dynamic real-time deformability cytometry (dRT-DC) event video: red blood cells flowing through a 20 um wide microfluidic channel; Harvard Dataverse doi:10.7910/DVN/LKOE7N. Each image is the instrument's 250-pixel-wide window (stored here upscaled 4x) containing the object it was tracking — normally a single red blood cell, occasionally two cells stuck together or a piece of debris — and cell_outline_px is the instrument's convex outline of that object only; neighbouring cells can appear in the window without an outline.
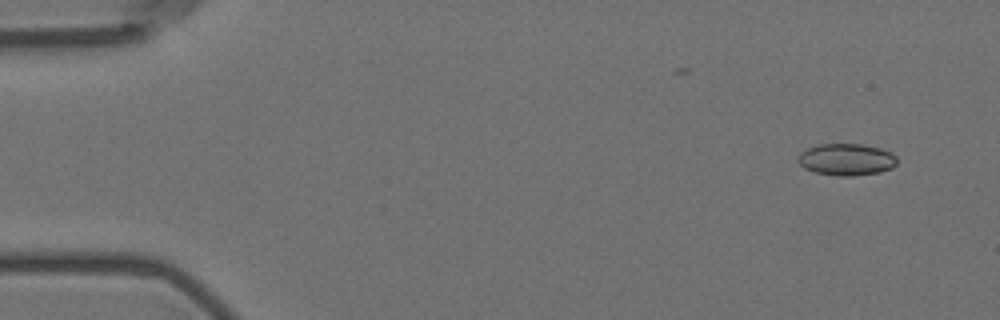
{"species": "Egyptian fruit bat (a non-hibernating species)", "species_latin": "Rousettus aegyptiacus", "temperature_condition": "room temperature", "stored_images_in_passage": 2, "camera_frame_rate_fps": 3000, "um_per_image_px": 0.085, "animal": {"sex": "female"}, "frame": {"image": 1, "passage_image": 2, "time_ms": 1.333, "image_size_px": [1000, 320], "cell_outline_px": [[896, 164], [892, 168], [880, 172], [852, 176], [836, 176], [816, 172], [804, 168], [796, 160], [796, 156], [800, 152], [816, 144], [860, 144], [880, 148], [892, 152], [896, 156]], "centroid_in_image_um": [71.92, 13.55], "position_along_channel_um": 13.1, "area_um2": 18.55}}